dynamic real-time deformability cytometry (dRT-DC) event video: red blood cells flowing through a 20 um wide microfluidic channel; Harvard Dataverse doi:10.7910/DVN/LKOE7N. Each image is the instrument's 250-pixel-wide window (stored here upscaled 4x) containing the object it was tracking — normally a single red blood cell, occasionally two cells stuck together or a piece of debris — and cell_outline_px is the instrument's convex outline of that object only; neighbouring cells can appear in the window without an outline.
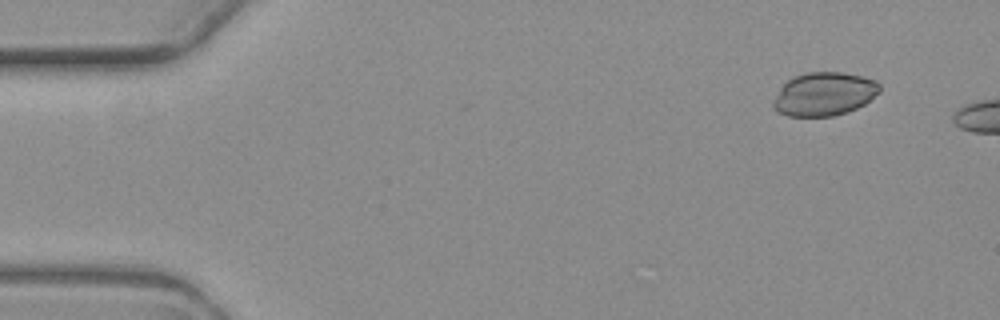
{"species": "common noctule bat (a hibernating species)", "species_latin": "Nyctalus noctula", "temperature_condition": "warm", "stored_images_in_passage": 2, "camera_frame_rate_fps": 3000, "um_per_image_px": 0.085, "animal": {"sex": "female", "body_mass_g": 19.3, "forearm_length_mm": 54.1}, "frame": {"image": 1, "passage_image": 1, "time_ms": 0.0, "image_size_px": [1000, 320], "cell_outline_px": [[880, 92], [864, 104], [848, 112], [832, 116], [788, 116], [780, 112], [772, 104], [780, 88], [788, 80], [796, 76], [808, 72], [840, 72], [860, 76], [876, 80], [880, 84]], "centroid_in_image_um": [70.09, 7.99], "position_along_channel_um": 14.9, "area_um2": 26.65}}